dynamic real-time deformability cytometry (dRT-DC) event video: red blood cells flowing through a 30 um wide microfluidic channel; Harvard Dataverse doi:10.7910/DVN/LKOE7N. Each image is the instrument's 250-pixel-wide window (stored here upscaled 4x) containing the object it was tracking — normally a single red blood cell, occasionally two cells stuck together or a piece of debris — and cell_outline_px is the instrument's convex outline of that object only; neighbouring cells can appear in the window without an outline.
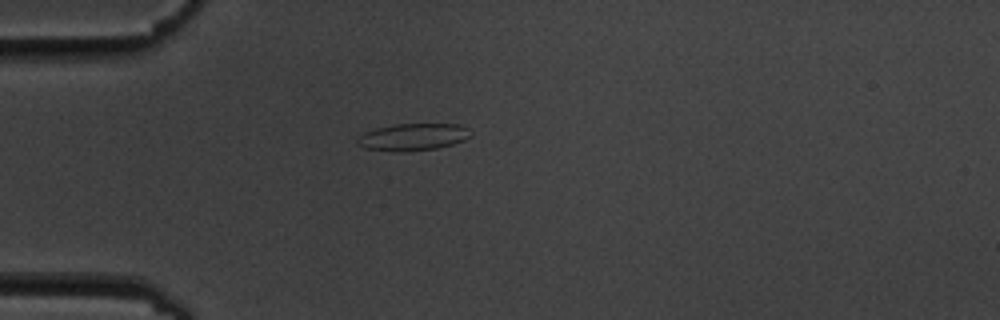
{"species": "common noctule bat (a hibernating species)", "species_latin": "Nyctalus noctula", "temperature_condition": "cold", "stored_images_in_passage": 13, "camera_frame_rate_fps": 3000, "um_per_image_px": 0.085, "animal": {"sex": "male", "body_mass_g": 19.5, "forearm_length_mm": 54.6}, "frame": {"image": 1, "passage_image": 4, "time_ms": 4.333, "image_size_px": [1000, 320], "cell_outline_px": [[472, 136], [464, 140], [452, 144], [436, 148], [396, 152], [364, 148], [356, 144], [356, 140], [364, 132], [376, 128], [396, 124], [460, 124], [468, 128], [472, 132]], "centroid_in_image_um": [35.11, 11.64], "position_along_channel_um": 49.9, "area_um2": 17.92}}
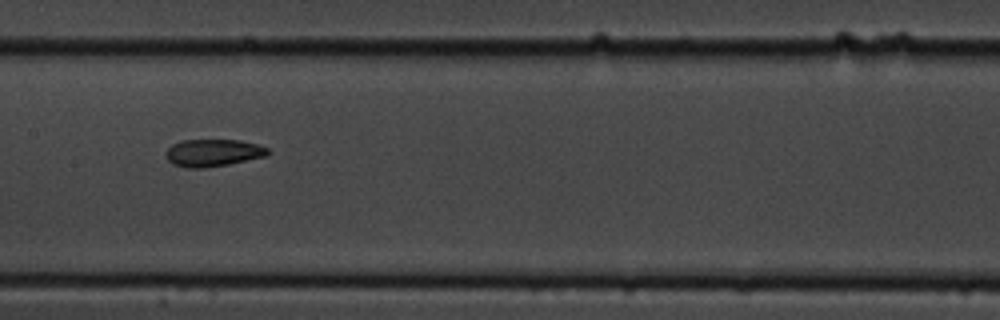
{"frame": {"image": 2, "passage_image": 8, "time_ms": 8.667, "image_size_px": [1000, 320], "cell_outline_px": [[268, 156], [228, 164], [204, 168], [188, 168], [172, 164], [168, 160], [164, 152], [172, 144], [180, 140], [240, 140], [256, 144], [268, 148]], "centroid_in_image_um": [18.08, 12.99], "position_along_channel_um": 189.3, "area_um2": 16.3}}
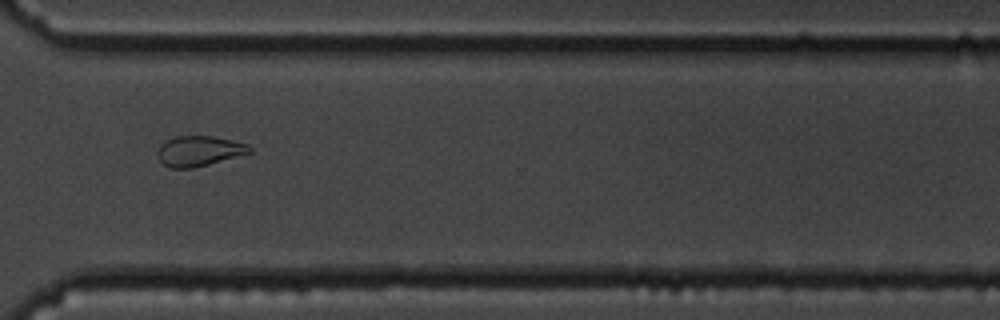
{"frame": {"image": 3, "passage_image": 12, "time_ms": 13.333, "image_size_px": [1000, 320], "cell_outline_px": [[252, 152], [208, 164], [192, 168], [172, 168], [164, 164], [156, 156], [156, 152], [160, 144], [176, 136], [212, 136], [232, 140], [248, 144], [252, 148]], "centroid_in_image_um": [16.9, 12.83], "position_along_channel_um": 353.7, "area_um2": 16.13}, "authors_computed_cell_mechanics": {"area_um2": 17.2244, "velocity_mm_per_s": 3.5332, "shape_relaxation_time_tau1_ms": null, "shape_relaxation_time_tau2_ms": 2.0395, "deformation_change_tau1": null, "deformation_change_tau2": 0.0615}}